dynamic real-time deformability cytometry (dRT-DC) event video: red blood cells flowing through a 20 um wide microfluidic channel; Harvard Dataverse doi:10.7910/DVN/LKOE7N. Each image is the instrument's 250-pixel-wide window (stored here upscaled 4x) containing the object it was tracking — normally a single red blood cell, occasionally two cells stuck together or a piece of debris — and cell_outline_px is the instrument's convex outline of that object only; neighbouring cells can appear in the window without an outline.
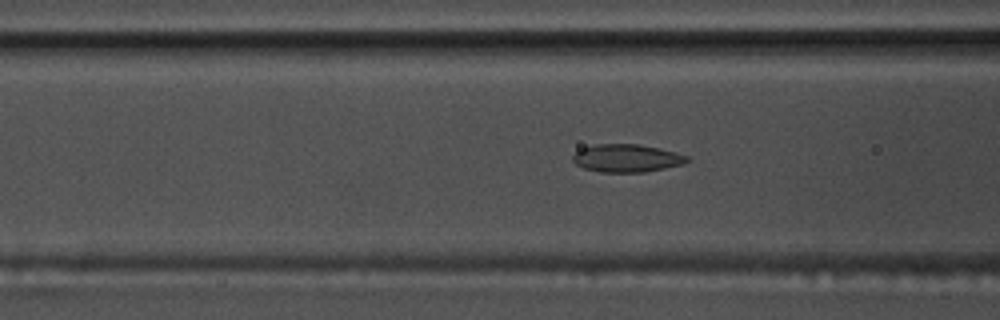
{"species": "common noctule bat (a hibernating species)", "species_latin": "Nyctalus noctula", "temperature_condition": "warm", "stored_images_in_passage": 41, "camera_frame_rate_fps": 3000, "um_per_image_px": 0.085, "animal": {"sex": "male", "body_mass_g": 17.5, "forearm_length_mm": 52.3}, "frame": {"image": 1, "passage_image": 17, "time_ms": 5.333, "image_size_px": [1000, 320], "cell_outline_px": [[688, 160], [680, 164], [664, 168], [644, 172], [600, 172], [584, 168], [576, 164], [572, 160], [572, 156], [580, 148], [596, 144], [636, 144], [656, 148], [688, 156]], "centroid_in_image_um": [53.18, 13.45], "position_along_channel_um": 113.4, "area_um2": 18.21}}
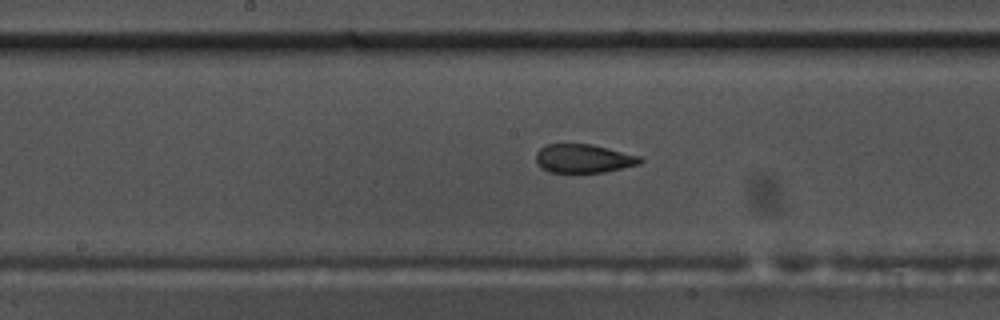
{"frame": {"image": 2, "passage_image": 24, "time_ms": 7.667, "image_size_px": [1000, 320], "cell_outline_px": [[644, 160], [640, 164], [604, 172], [548, 172], [540, 168], [536, 164], [536, 152], [540, 148], [548, 144], [592, 144], [640, 156]], "centroid_in_image_um": [49.58, 13.48], "position_along_channel_um": 198.6, "area_um2": 17.46}}
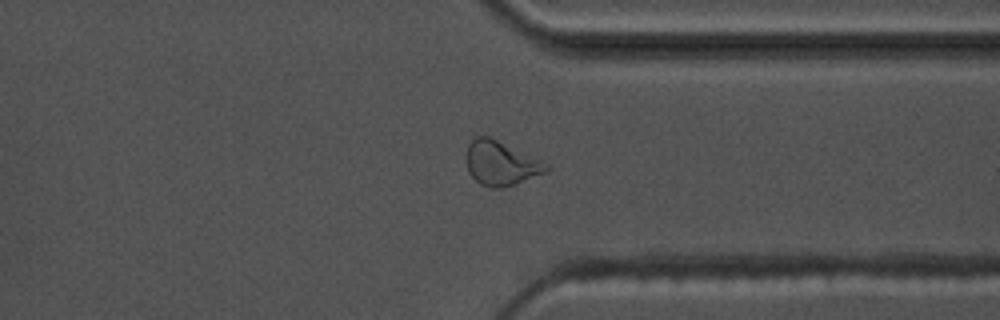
{"frame": {"image": 3, "passage_image": 38, "time_ms": 12.333, "image_size_px": [1000, 320], "cell_outline_px": [[548, 172], [500, 188], [488, 188], [480, 184], [468, 172], [468, 144], [476, 136], [488, 136], [540, 160], [548, 164]], "centroid_in_image_um": [42.57, 13.89], "position_along_channel_um": 368.8, "area_um2": 20.06}}